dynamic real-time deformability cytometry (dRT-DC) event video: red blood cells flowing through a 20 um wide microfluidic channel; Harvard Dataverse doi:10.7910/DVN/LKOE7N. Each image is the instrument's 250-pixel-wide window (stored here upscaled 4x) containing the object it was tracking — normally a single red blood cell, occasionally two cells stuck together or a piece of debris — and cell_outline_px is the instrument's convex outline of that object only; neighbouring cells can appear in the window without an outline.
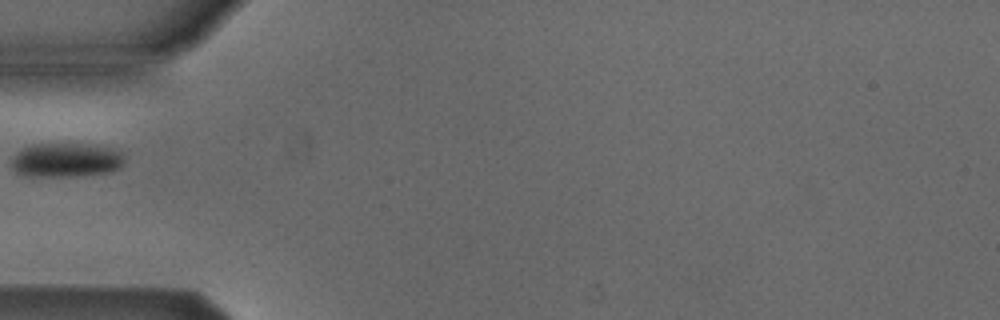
{"species": "Egyptian fruit bat (a non-hibernating species)", "species_latin": "Rousettus aegyptiacus", "temperature_condition": "cold", "stored_images_in_passage": 5, "camera_frame_rate_fps": 3000, "um_per_image_px": 0.085, "animal": {"sex": "male"}, "frame": {"image": 1, "passage_image": 1, "time_ms": 0.0, "image_size_px": [1000, 320], "cell_outline_px": [[124, 164], [120, 168], [108, 172], [72, 176], [28, 176], [16, 172], [12, 168], [12, 156], [24, 148], [32, 144], [96, 144], [112, 148], [120, 152], [124, 156]], "centroid_in_image_um": [5.64, 13.59], "position_along_channel_um": 79.4, "area_um2": 22.54}}
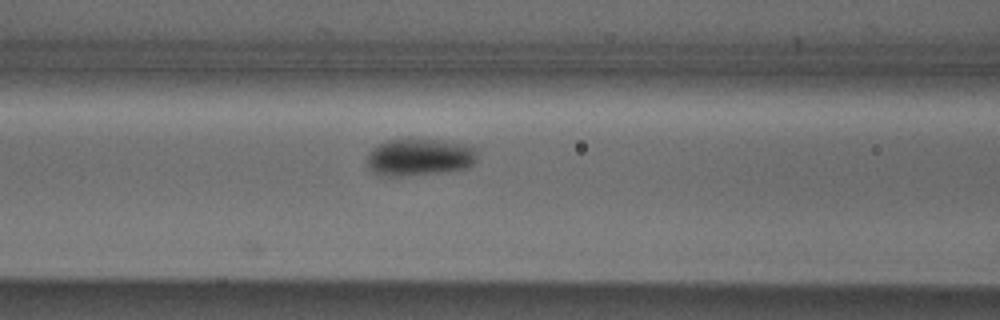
{"frame": {"image": 2, "passage_image": 5, "time_ms": 1.333, "image_size_px": [1000, 320], "cell_outline_px": [[476, 160], [468, 168], [444, 172], [404, 176], [380, 176], [372, 172], [368, 168], [368, 152], [372, 148], [388, 140], [408, 136], [440, 140], [464, 144], [476, 148]], "centroid_in_image_um": [35.62, 13.33], "position_along_channel_um": 131.0, "area_um2": 24.62}}